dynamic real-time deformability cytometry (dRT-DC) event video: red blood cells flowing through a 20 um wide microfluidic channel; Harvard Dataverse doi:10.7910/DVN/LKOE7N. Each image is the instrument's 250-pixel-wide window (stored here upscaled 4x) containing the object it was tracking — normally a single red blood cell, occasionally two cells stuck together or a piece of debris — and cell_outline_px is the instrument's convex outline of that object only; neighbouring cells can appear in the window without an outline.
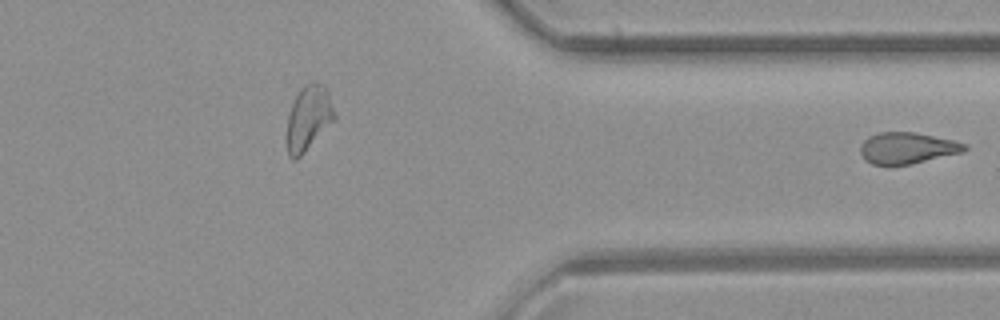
{"species": "common noctule bat (a hibernating species)", "species_latin": "Nyctalus noctula", "temperature_condition": "room temperature", "stored_images_in_passage": 27, "segment_of_instrument_passage": [2, 2], "camera_frame_rate_fps": 3000, "um_per_image_px": 0.085, "animal": {"sex": "female", "body_mass_g": 21.9}, "frame": {"image": 1, "passage_image": 27, "time_ms": 8.667, "image_size_px": [1000, 320], "cell_outline_px": [[968, 148], [964, 152], [912, 164], [872, 164], [864, 160], [860, 152], [860, 144], [868, 136], [880, 132], [916, 132], [956, 140], [968, 144]], "centroid_in_image_um": [77.15, 12.57], "position_along_channel_um": 334.2, "area_um2": 19.31}}